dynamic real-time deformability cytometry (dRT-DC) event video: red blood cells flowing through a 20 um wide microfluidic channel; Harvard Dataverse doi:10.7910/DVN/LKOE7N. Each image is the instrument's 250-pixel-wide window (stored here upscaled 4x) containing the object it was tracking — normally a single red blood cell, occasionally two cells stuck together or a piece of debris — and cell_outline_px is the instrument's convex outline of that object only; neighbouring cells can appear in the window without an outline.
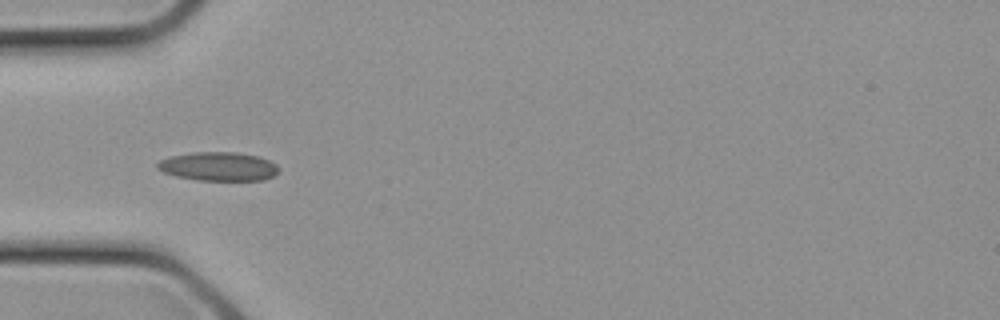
{"species": "common noctule bat (a hibernating species)", "species_latin": "Nyctalus noctula", "temperature_condition": "cold", "stored_images_in_passage": 11, "camera_frame_rate_fps": 3000, "um_per_image_px": 0.085, "animal": {"sex": "female", "body_mass_g": 21.9}, "frame": {"image": 1, "passage_image": 8, "time_ms": 2.333, "image_size_px": [1000, 320], "cell_outline_px": [[280, 168], [272, 176], [264, 180], [196, 180], [176, 176], [164, 172], [156, 168], [156, 164], [160, 160], [172, 156], [192, 152], [236, 152], [260, 156], [276, 164]], "centroid_in_image_um": [18.57, 14.14], "position_along_channel_um": 66.4, "area_um2": 20.35}}
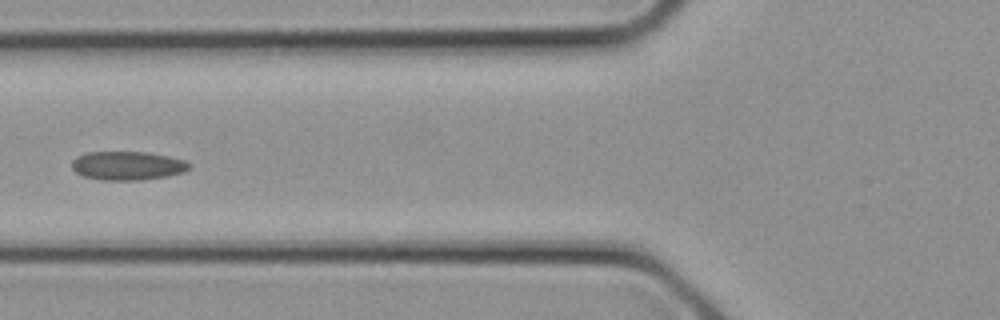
{"frame": {"image": 2, "passage_image": 10, "time_ms": 3.0, "image_size_px": [1000, 320], "cell_outline_px": [[192, 164], [184, 172], [164, 176], [140, 180], [100, 180], [84, 176], [76, 172], [72, 168], [72, 160], [76, 156], [88, 152], [148, 152], [168, 156], [184, 160]], "centroid_in_image_um": [10.82, 14.08], "position_along_channel_um": 115.0, "area_um2": 19.59}}